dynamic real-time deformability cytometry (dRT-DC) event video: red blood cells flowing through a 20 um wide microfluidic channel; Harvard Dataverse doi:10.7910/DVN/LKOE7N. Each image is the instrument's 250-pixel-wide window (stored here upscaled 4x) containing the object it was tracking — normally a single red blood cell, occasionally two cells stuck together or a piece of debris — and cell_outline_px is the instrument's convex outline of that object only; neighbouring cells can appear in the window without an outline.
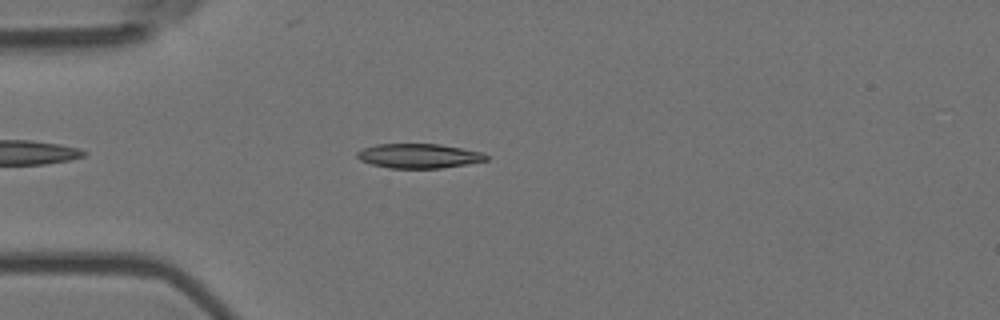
{"species": "Egyptian fruit bat (a non-hibernating species)", "species_latin": "Rousettus aegyptiacus", "temperature_condition": "room temperature", "stored_images_in_passage": 3, "camera_frame_rate_fps": 3000, "um_per_image_px": 0.085, "animal": {"sex": "female"}, "frame": {"image": 1, "passage_image": 3, "time_ms": 0.667, "image_size_px": [1000, 320], "cell_outline_px": [[488, 160], [468, 164], [440, 168], [388, 168], [372, 164], [360, 160], [356, 156], [356, 152], [364, 148], [376, 144], [440, 144], [484, 152], [488, 156]], "centroid_in_image_um": [35.62, 13.25], "position_along_channel_um": 49.4, "area_um2": 18.5}}